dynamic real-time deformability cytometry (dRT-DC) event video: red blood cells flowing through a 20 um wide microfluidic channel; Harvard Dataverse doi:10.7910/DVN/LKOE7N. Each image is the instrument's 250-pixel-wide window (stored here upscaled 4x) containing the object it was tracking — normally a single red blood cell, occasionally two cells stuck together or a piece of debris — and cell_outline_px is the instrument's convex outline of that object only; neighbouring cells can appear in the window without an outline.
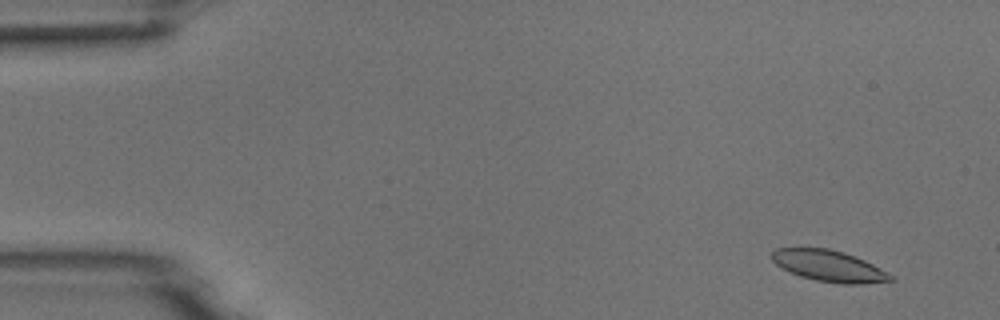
{"species": "common noctule bat (a hibernating species)", "species_latin": "Nyctalus noctula", "temperature_condition": "room temperature", "stored_images_in_passage": 2, "camera_frame_rate_fps": 3000, "um_per_image_px": 0.085, "animal": {"sex": "male", "body_mass_g": 18.8}, "frame": {"image": 1, "passage_image": 1, "time_ms": 0.0, "image_size_px": [1000, 320], "cell_outline_px": [[896, 280], [860, 284], [844, 284], [816, 280], [800, 276], [776, 264], [772, 260], [772, 252], [776, 248], [828, 248], [844, 252], [856, 256], [880, 268], [892, 276]], "centroid_in_image_um": [70.48, 22.6], "position_along_channel_um": 14.5, "area_um2": 21.39}}